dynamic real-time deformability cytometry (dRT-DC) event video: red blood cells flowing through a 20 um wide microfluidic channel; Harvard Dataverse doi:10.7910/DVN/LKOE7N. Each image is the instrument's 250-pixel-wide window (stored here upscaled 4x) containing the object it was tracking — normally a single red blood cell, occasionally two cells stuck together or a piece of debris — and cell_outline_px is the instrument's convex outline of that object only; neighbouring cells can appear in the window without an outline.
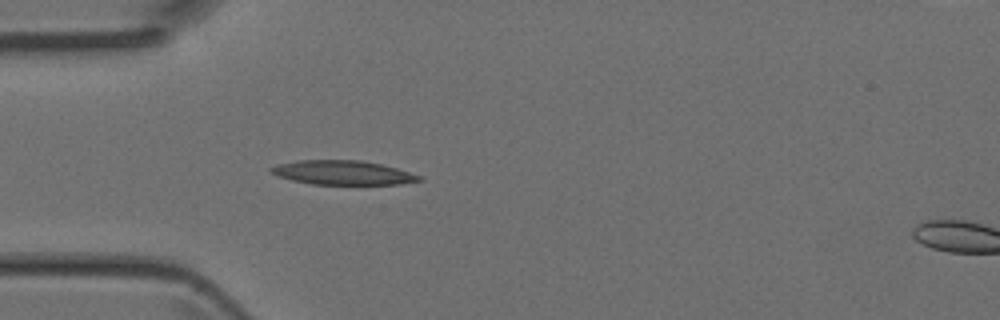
{"species": "Egyptian fruit bat (a non-hibernating species)", "species_latin": "Rousettus aegyptiacus", "temperature_condition": "room temperature", "stored_images_in_passage": 4, "segment_of_instrument_passage": [1, 2], "camera_frame_rate_fps": 3000, "um_per_image_px": 0.085, "animal": {"sex": "female"}, "frame": {"image": 1, "passage_image": 3, "time_ms": 0.667, "image_size_px": [1000, 320], "cell_outline_px": [[424, 180], [400, 184], [312, 184], [292, 180], [276, 176], [268, 168], [280, 164], [296, 160], [360, 160], [380, 164], [396, 168], [424, 176]], "centroid_in_image_um": [29.16, 14.67], "position_along_channel_um": 55.8, "area_um2": 20.87}}